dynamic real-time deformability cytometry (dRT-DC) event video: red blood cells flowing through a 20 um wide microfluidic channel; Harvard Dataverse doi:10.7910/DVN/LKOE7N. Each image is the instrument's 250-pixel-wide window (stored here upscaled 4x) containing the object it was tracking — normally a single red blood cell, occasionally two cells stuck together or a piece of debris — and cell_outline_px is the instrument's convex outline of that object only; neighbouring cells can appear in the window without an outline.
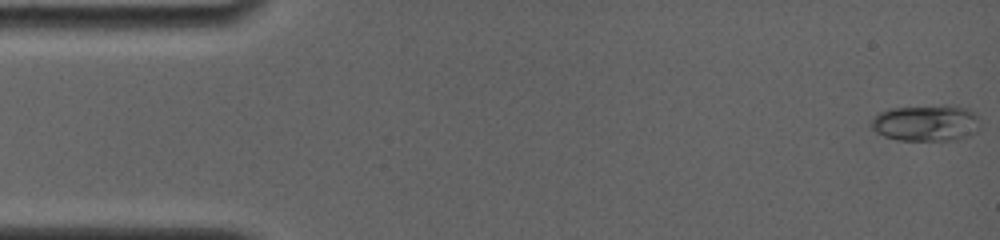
{"species": "common noctule bat (a hibernating species)", "species_latin": "Nyctalus noctula", "temperature_condition": "room temperature", "stored_images_in_passage": 19, "camera_frame_rate_fps": 4000, "um_per_image_px": 0.085, "animal": {"sex": "female", "body_mass_g": 19.0, "forearm_length_mm": 56.7}, "frame": {"image": 1, "passage_image": 1, "time_ms": 0.0, "image_size_px": [1000, 240], "cell_outline_px": [[980, 120], [976, 132], [948, 140], [900, 140], [884, 136], [876, 132], [868, 124], [872, 116], [880, 112], [892, 108], [960, 108], [972, 112], [980, 116]], "centroid_in_image_um": [78.62, 10.5], "position_along_channel_um": 6.4, "area_um2": 22.02}}
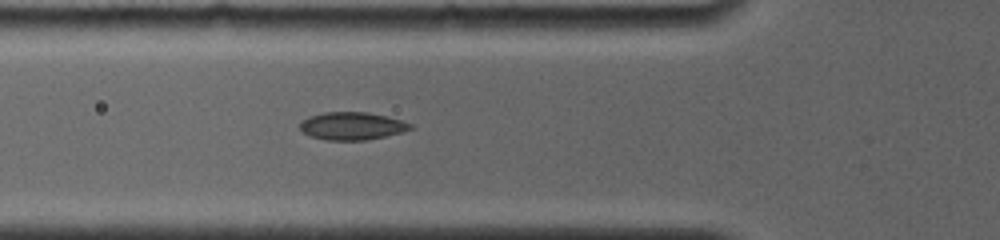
{"frame": {"image": 2, "passage_image": 14, "time_ms": 5.5, "image_size_px": [1000, 240], "cell_outline_px": [[412, 128], [400, 132], [384, 136], [364, 140], [324, 140], [312, 136], [304, 132], [300, 128], [300, 124], [304, 120], [312, 116], [324, 112], [368, 112], [388, 116], [412, 124]], "centroid_in_image_um": [29.93, 10.7], "position_along_channel_um": 95.9, "area_um2": 17.51}}
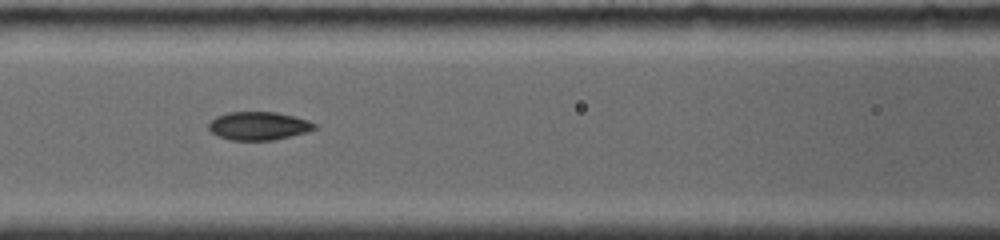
{"frame": {"image": 3, "passage_image": 17, "time_ms": 6.75, "image_size_px": [1000, 240], "cell_outline_px": [[316, 128], [308, 132], [272, 140], [232, 140], [216, 136], [208, 128], [208, 124], [216, 116], [228, 112], [276, 112], [308, 120], [316, 124]], "centroid_in_image_um": [21.96, 10.7], "position_along_channel_um": 144.6, "area_um2": 17.4}}